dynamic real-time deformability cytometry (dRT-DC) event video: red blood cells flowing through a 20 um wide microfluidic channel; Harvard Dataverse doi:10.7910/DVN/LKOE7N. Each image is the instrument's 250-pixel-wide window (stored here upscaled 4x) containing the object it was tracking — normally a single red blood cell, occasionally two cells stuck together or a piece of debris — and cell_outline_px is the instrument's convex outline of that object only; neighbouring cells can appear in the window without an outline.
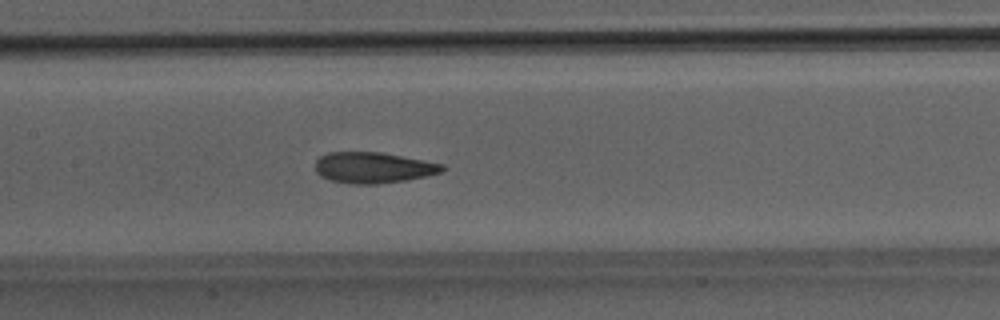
{"species": "Egyptian fruit bat (a non-hibernating species)", "species_latin": "Rousettus aegyptiacus", "temperature_condition": "room temperature", "stored_images_in_passage": 41, "camera_frame_rate_fps": 3000, "um_per_image_px": 0.085, "animal": {"sex": "male"}, "frame": {"image": 1, "passage_image": 18, "time_ms": 5.667, "image_size_px": [1000, 320], "cell_outline_px": [[448, 168], [444, 172], [408, 180], [376, 184], [352, 184], [328, 180], [320, 176], [316, 172], [316, 160], [320, 156], [328, 152], [380, 152], [424, 160], [444, 164]], "centroid_in_image_um": [31.76, 14.25], "position_along_channel_um": 175.6, "area_um2": 23.18}}
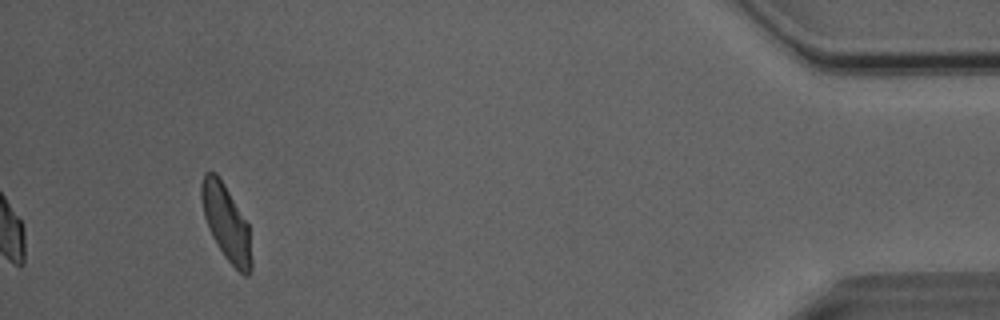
{"frame": {"image": 2, "passage_image": 41, "time_ms": 13.333, "image_size_px": [1000, 320], "cell_outline_px": [[252, 268], [248, 276], [244, 276], [224, 256], [216, 244], [212, 236], [204, 216], [200, 196], [200, 184], [204, 172], [216, 172], [224, 184], [248, 224], [252, 260]], "centroid_in_image_um": [19.22, 18.92], "position_along_channel_um": 416.0, "area_um2": 21.96}, "authors_computed_cell_mechanics": {"area_um2": 23.12, "velocity_mm_per_s": 4.0241, "shape_relaxation_time_tau1_ms": 4.616, "shape_relaxation_time_tau2_ms": 1.5791, "deformation_change_tau1": 0.1375, "deformation_change_tau2": 0.0877}}